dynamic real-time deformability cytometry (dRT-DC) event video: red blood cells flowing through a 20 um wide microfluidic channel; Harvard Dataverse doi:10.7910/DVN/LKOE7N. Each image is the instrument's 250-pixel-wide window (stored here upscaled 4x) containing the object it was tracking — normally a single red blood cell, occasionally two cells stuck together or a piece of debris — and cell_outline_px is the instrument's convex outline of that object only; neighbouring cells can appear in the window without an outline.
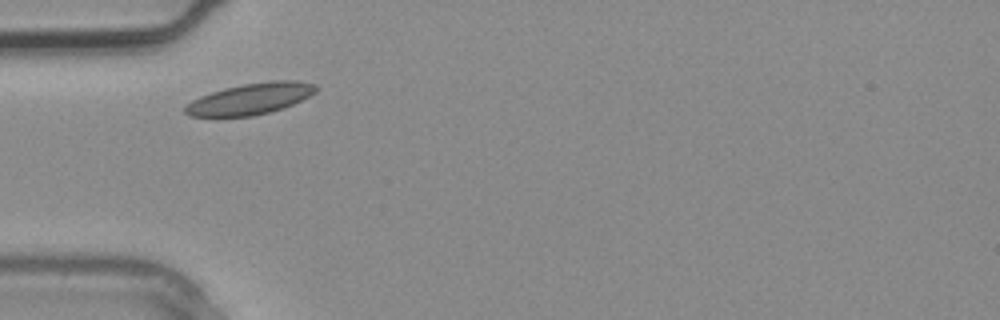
{"species": "common noctule bat (a hibernating species)", "species_latin": "Nyctalus noctula", "temperature_condition": "warm", "stored_images_in_passage": 1, "camera_frame_rate_fps": 3000, "um_per_image_px": 0.085, "animal": {"sex": "male", "body_mass_g": 20.4}, "frame": {"image": 1, "passage_image": 1, "time_ms": 0.0, "image_size_px": [1000, 320], "cell_outline_px": [[320, 88], [316, 92], [284, 108], [252, 116], [188, 116], [184, 112], [184, 108], [192, 100], [200, 96], [224, 88], [244, 84], [272, 80], [296, 80], [316, 84]], "centroid_in_image_um": [21.31, 8.39], "position_along_channel_um": 63.7, "area_um2": 23.7}}